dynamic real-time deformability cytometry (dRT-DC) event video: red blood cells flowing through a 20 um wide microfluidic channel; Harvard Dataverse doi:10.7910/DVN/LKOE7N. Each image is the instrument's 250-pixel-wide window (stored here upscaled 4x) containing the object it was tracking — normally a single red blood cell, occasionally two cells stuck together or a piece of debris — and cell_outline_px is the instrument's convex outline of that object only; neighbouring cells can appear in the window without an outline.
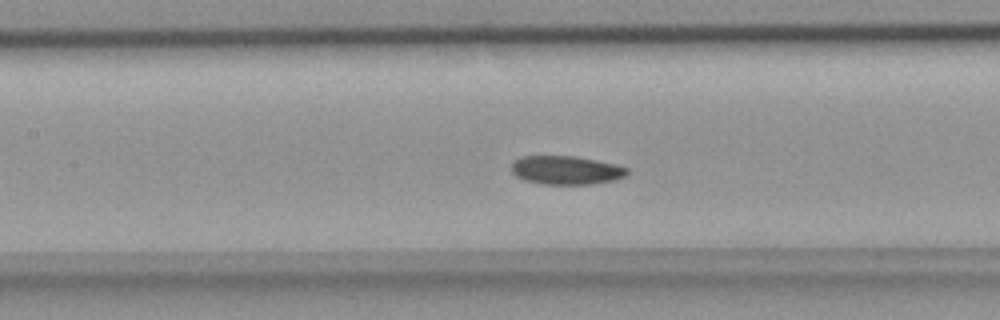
{"species": "common noctule bat (a hibernating species)", "species_latin": "Nyctalus noctula", "temperature_condition": "room temperature", "stored_images_in_passage": 37, "camera_frame_rate_fps": 3000, "um_per_image_px": 0.085, "animal": {"sex": "female", "body_mass_g": 18.4}, "frame": {"image": 1, "passage_image": 17, "time_ms": 5.333, "image_size_px": [1000, 320], "cell_outline_px": [[628, 172], [624, 176], [612, 180], [592, 184], [540, 184], [524, 180], [516, 176], [512, 172], [512, 164], [520, 156], [576, 156], [616, 164], [628, 168]], "centroid_in_image_um": [48.1, 14.46], "position_along_channel_um": 159.3, "area_um2": 19.25}}
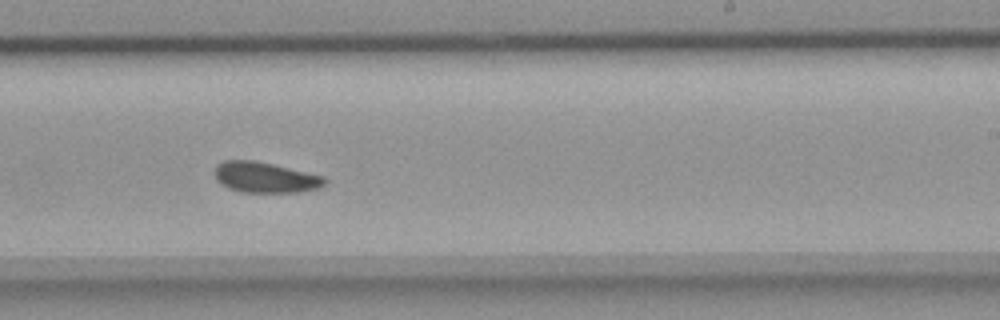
{"frame": {"image": 2, "passage_image": 25, "time_ms": 8.0, "image_size_px": [1000, 320], "cell_outline_px": [[328, 180], [320, 188], [300, 192], [240, 192], [228, 188], [220, 184], [216, 180], [216, 164], [224, 160], [252, 160], [272, 164], [324, 176]], "centroid_in_image_um": [22.54, 15.08], "position_along_channel_um": 266.5, "area_um2": 19.65}}
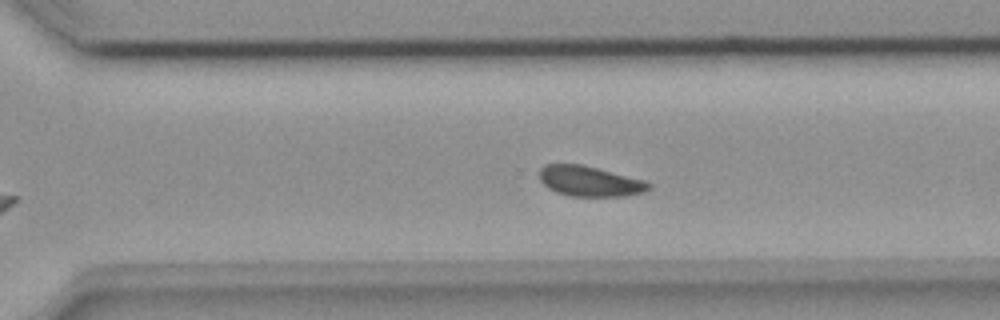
{"frame": {"image": 3, "passage_image": 29, "time_ms": 9.333, "image_size_px": [1000, 320], "cell_outline_px": [[652, 188], [644, 192], [624, 196], [568, 196], [556, 192], [548, 188], [540, 180], [540, 168], [544, 164], [580, 164], [644, 180], [652, 184]], "centroid_in_image_um": [50.12, 15.41], "position_along_channel_um": 320.5, "area_um2": 19.25}}